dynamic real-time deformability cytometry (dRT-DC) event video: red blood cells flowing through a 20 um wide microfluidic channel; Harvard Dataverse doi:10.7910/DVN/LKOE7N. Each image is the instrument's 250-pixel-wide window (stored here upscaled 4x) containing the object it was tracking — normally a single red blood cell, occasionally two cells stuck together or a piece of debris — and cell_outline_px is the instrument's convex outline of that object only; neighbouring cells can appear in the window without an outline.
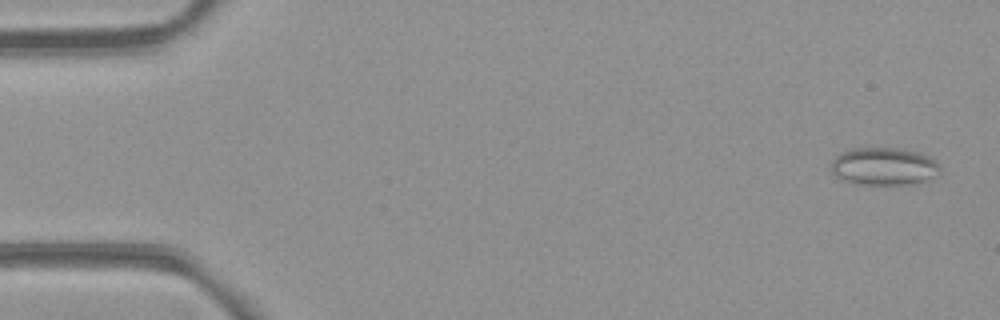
{"species": "common noctule bat (a hibernating species)", "species_latin": "Nyctalus noctula", "temperature_condition": "room temperature", "stored_images_in_passage": 54, "camera_frame_rate_fps": 3000, "um_per_image_px": 0.085, "animal": {"sex": "female", "body_mass_g": 21.9}, "frame": {"image": 1, "passage_image": 3, "time_ms": 0.667, "image_size_px": [1000, 320], "cell_outline_px": [[940, 168], [936, 176], [928, 180], [904, 184], [856, 184], [844, 180], [836, 176], [832, 172], [832, 160], [836, 156], [852, 148], [896, 148], [920, 152], [928, 156]], "centroid_in_image_um": [75.11, 14.14], "position_along_channel_um": 9.9, "area_um2": 23.58}}
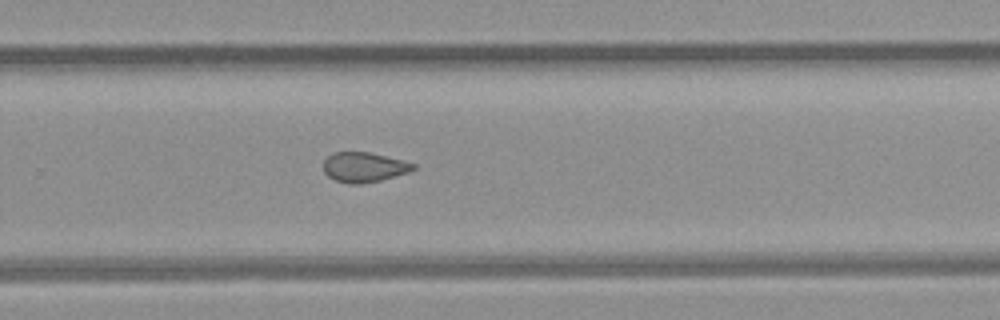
{"frame": {"image": 2, "passage_image": 36, "time_ms": 11.667, "image_size_px": [1000, 320], "cell_outline_px": [[416, 168], [408, 172], [380, 180], [360, 184], [348, 184], [336, 180], [328, 176], [324, 172], [324, 160], [332, 152], [368, 152], [416, 164]], "centroid_in_image_um": [30.91, 14.21], "position_along_channel_um": 298.9, "area_um2": 15.43}}
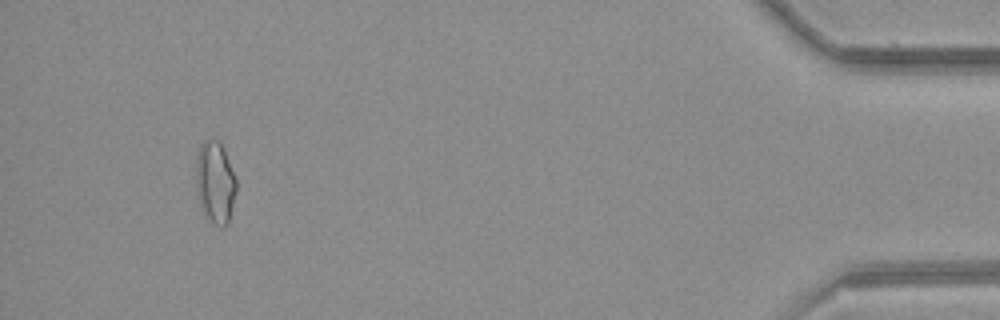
{"frame": {"image": 3, "passage_image": 51, "time_ms": 16.667, "image_size_px": [1000, 320], "cell_outline_px": [[236, 192], [228, 224], [224, 228], [220, 228], [204, 212], [200, 204], [196, 188], [196, 160], [200, 144], [204, 140], [220, 140], [224, 148], [236, 180]], "centroid_in_image_um": [18.3, 15.48], "position_along_channel_um": 416.9, "area_um2": 19.19}, "authors_computed_cell_mechanics": {"area_um2": 16.9354, "velocity_mm_per_s": 3.8825, "shape_relaxation_time_tau1_ms": null, "shape_relaxation_time_tau2_ms": 4.8125, "deformation_change_tau1": null, "deformation_change_tau2": 0.1117}}